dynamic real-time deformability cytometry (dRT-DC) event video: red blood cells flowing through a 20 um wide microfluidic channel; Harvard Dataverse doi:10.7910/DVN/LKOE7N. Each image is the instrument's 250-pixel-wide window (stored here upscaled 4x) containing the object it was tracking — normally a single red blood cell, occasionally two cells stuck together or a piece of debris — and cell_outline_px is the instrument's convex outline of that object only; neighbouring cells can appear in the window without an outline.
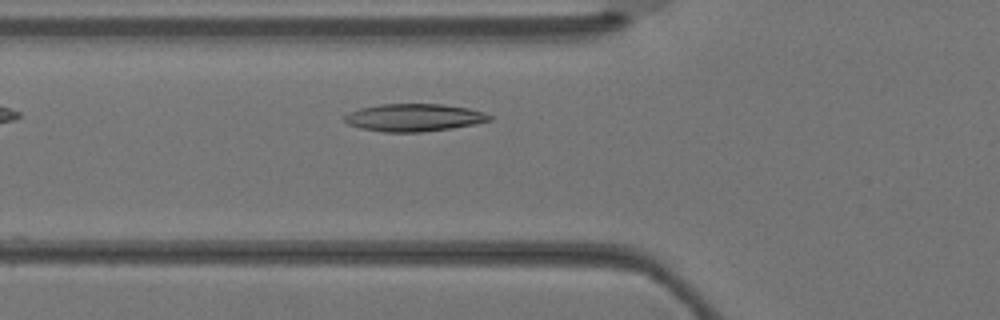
{"species": "Egyptian fruit bat (a non-hibernating species)", "species_latin": "Rousettus aegyptiacus", "temperature_condition": "warm", "stored_images_in_passage": 2, "camera_frame_rate_fps": 3000, "um_per_image_px": 0.085, "animal": {"sex": "female"}, "frame": {"image": 1, "passage_image": 2, "time_ms": 0.333, "image_size_px": [1000, 320], "cell_outline_px": [[492, 120], [476, 124], [452, 128], [420, 132], [384, 132], [360, 128], [348, 124], [344, 120], [344, 116], [348, 112], [360, 108], [380, 104], [444, 104], [468, 108], [484, 112], [492, 116]], "centroid_in_image_um": [35.2, 9.99], "position_along_channel_um": 90.6, "area_um2": 23.41}}